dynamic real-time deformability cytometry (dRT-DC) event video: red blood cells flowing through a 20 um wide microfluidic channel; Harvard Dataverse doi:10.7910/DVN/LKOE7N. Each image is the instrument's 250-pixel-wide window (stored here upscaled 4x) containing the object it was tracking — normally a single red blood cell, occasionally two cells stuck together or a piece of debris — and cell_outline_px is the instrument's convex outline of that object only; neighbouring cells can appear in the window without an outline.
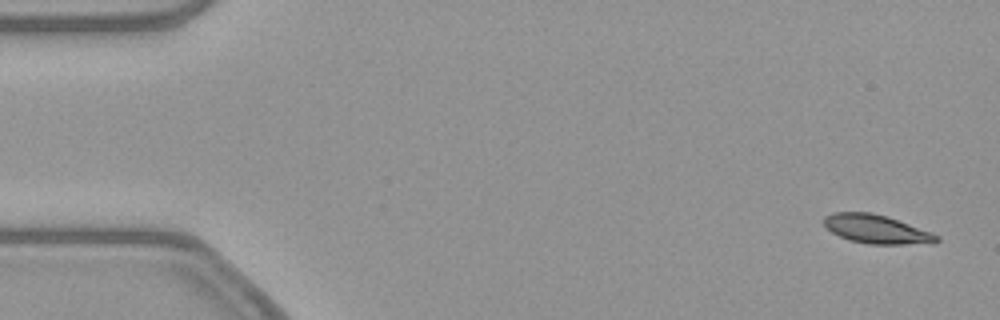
{"species": "common noctule bat (a hibernating species)", "species_latin": "Nyctalus noctula", "temperature_condition": "warm", "stored_images_in_passage": 53, "camera_frame_rate_fps": 3000, "um_per_image_px": 0.085, "animal": {"sex": "female", "body_mass_g": 21.9}, "frame": {"image": 1, "passage_image": 2, "time_ms": 0.333, "image_size_px": [1000, 320], "cell_outline_px": [[940, 240], [932, 244], [868, 244], [848, 240], [832, 232], [824, 224], [824, 216], [832, 212], [872, 212], [888, 216], [932, 232], [940, 236]], "centroid_in_image_um": [74.54, 19.48], "position_along_channel_um": 10.5, "area_um2": 19.13}}
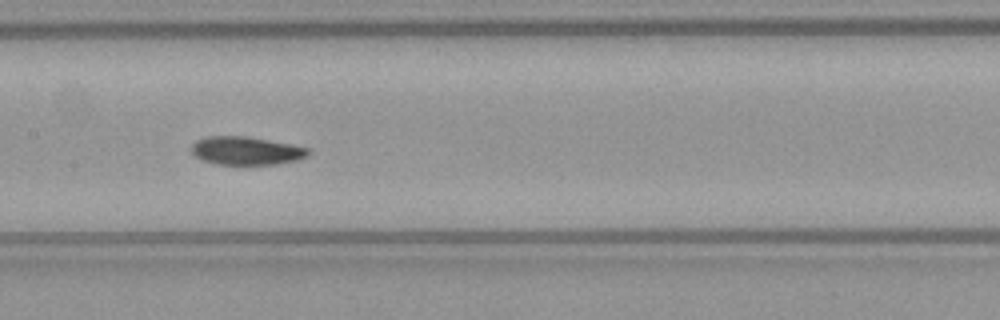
{"frame": {"image": 2, "passage_image": 26, "time_ms": 8.333, "image_size_px": [1000, 320], "cell_outline_px": [[312, 152], [308, 156], [296, 160], [276, 164], [216, 164], [200, 160], [192, 152], [192, 144], [196, 140], [208, 136], [244, 136], [292, 144], [312, 148]], "centroid_in_image_um": [20.96, 12.81], "position_along_channel_um": 186.4, "area_um2": 19.31}}
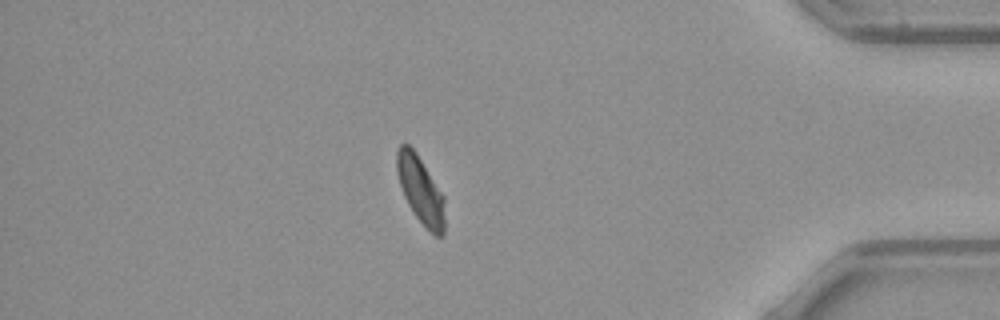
{"frame": {"image": 3, "passage_image": 46, "time_ms": 15.0, "image_size_px": [1000, 320], "cell_outline_px": [[444, 236], [436, 236], [416, 216], [408, 204], [404, 196], [396, 172], [396, 152], [400, 144], [408, 144], [416, 152], [444, 196]], "centroid_in_image_um": [35.73, 16.12], "position_along_channel_um": 399.5, "area_um2": 18.5}, "authors_computed_cell_mechanics": {"area_um2": 19.4786, "velocity_mm_per_s": 3.8221, "shape_relaxation_time_tau1_ms": 3.9582, "shape_relaxation_time_tau2_ms": 3.3137, "deformation_change_tau1": 0.1422, "deformation_change_tau2": 0.0815}}